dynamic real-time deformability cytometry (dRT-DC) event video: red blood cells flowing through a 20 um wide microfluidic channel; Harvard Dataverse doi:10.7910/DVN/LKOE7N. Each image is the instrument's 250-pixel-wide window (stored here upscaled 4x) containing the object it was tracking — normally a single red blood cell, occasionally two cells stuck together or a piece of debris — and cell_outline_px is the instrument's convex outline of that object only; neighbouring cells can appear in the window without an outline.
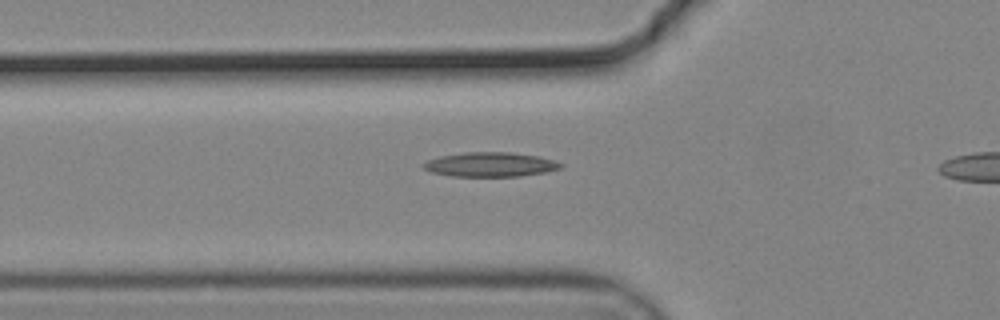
{"species": "common noctule bat (a hibernating species)", "species_latin": "Nyctalus noctula", "temperature_condition": "cold", "stored_images_in_passage": 36, "camera_frame_rate_fps": 3000, "um_per_image_px": 0.085, "animal": {"sex": "male", "body_mass_g": 19.2, "forearm_length_mm": 51.8}, "frame": {"image": 1, "passage_image": 2, "time_ms": 0.333, "image_size_px": [1000, 320], "cell_outline_px": [[564, 164], [560, 168], [548, 172], [520, 176], [452, 176], [432, 172], [424, 168], [424, 164], [428, 160], [440, 156], [464, 152], [508, 152], [540, 156]], "centroid_in_image_um": [41.72, 13.98], "position_along_channel_um": 84.1, "area_um2": 19.42}}
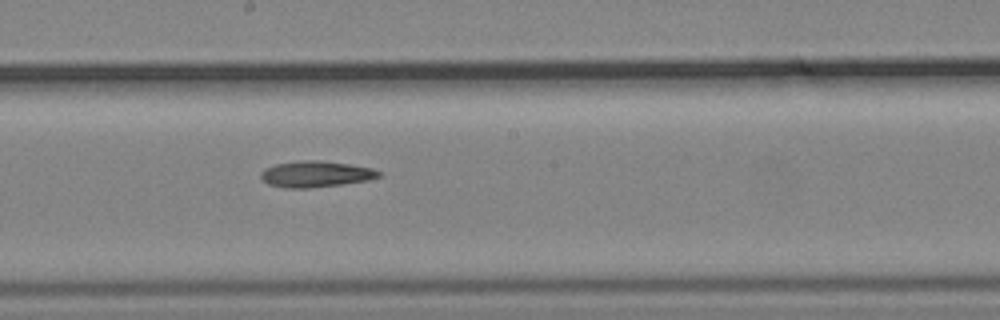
{"frame": {"image": 2, "passage_image": 13, "time_ms": 4.0, "image_size_px": [1000, 320], "cell_outline_px": [[380, 176], [368, 180], [340, 184], [308, 188], [284, 188], [268, 184], [260, 176], [260, 172], [264, 168], [276, 164], [300, 160], [320, 160], [348, 164], [372, 168], [380, 172]], "centroid_in_image_um": [26.8, 14.79], "position_along_channel_um": 221.4, "area_um2": 17.86}}
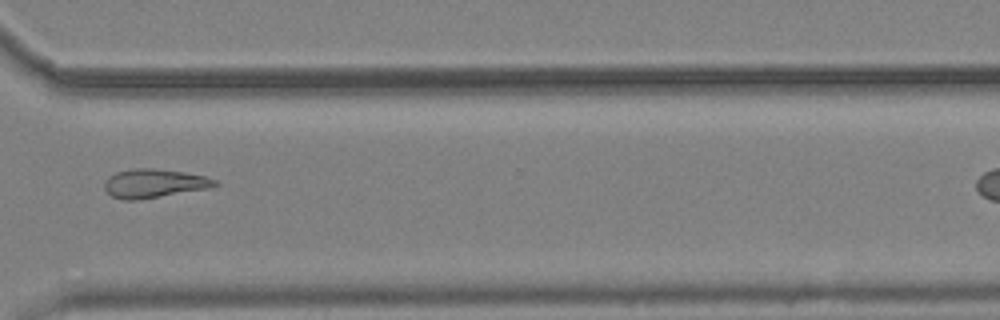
{"frame": {"image": 3, "passage_image": 24, "time_ms": 7.667, "image_size_px": [1000, 320], "cell_outline_px": [[220, 184], [212, 188], [140, 200], [124, 200], [112, 196], [104, 188], [104, 180], [108, 176], [116, 172], [132, 168], [152, 168], [184, 172], [208, 176], [216, 180]], "centroid_in_image_um": [13.13, 15.59], "position_along_channel_um": 357.5, "area_um2": 18.9}}